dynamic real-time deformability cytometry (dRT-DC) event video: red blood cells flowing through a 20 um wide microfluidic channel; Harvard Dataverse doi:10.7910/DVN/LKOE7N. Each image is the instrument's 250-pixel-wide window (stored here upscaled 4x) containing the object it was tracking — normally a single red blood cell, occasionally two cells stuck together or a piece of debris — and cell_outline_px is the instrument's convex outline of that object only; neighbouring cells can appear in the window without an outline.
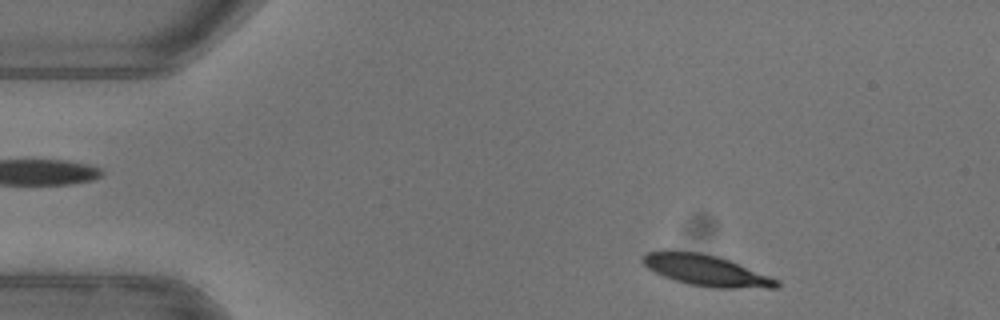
{"species": "common noctule bat (a hibernating species)", "species_latin": "Nyctalus noctula", "temperature_condition": "warm", "stored_images_in_passage": 37, "camera_frame_rate_fps": 3000, "um_per_image_px": 0.085, "animal": {"sex": "female"}, "frame": {"image": 1, "passage_image": 3, "time_ms": 0.667, "image_size_px": [1000, 320], "cell_outline_px": [[780, 288], [712, 288], [688, 284], [664, 276], [648, 268], [640, 260], [640, 256], [648, 252], [664, 248], [672, 248], [700, 252], [720, 256], [780, 280]], "centroid_in_image_um": [59.98, 22.94], "position_along_channel_um": 25.0, "area_um2": 24.97}}
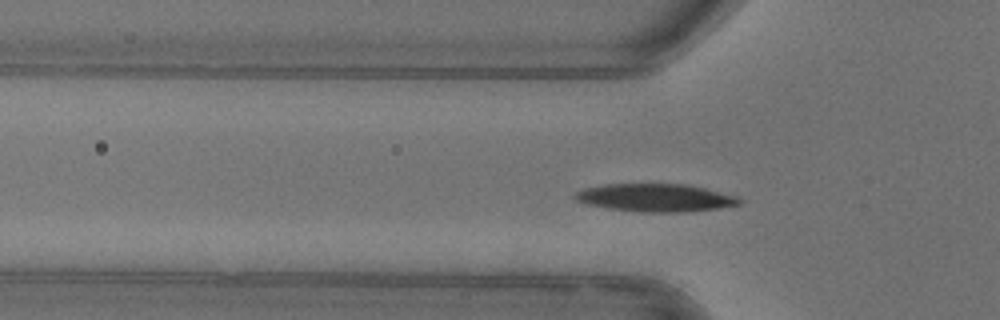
{"frame": {"image": 2, "passage_image": 12, "time_ms": 3.667, "image_size_px": [1000, 320], "cell_outline_px": [[744, 200], [740, 204], [716, 208], [688, 212], [640, 212], [608, 208], [584, 204], [576, 200], [572, 196], [576, 192], [584, 188], [608, 184], [684, 184], [704, 188], [740, 196]], "centroid_in_image_um": [55.72, 16.81], "position_along_channel_um": 70.1, "area_um2": 26.82}}
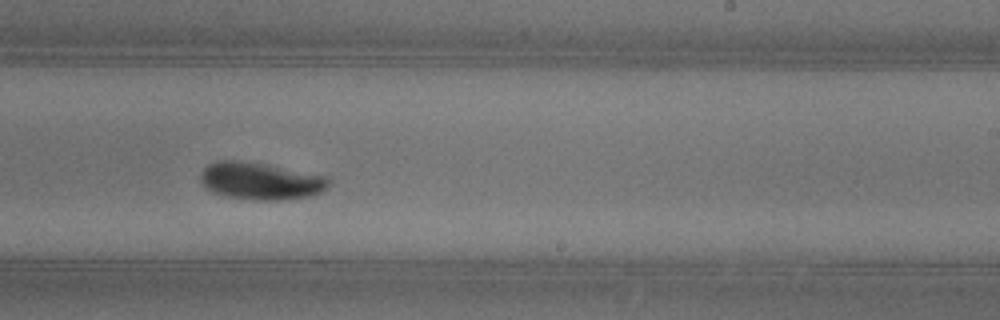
{"frame": {"image": 3, "passage_image": 27, "time_ms": 8.667, "image_size_px": [1000, 320], "cell_outline_px": [[332, 180], [328, 188], [312, 196], [288, 200], [252, 200], [228, 196], [212, 192], [200, 180], [200, 172], [208, 164], [216, 160], [240, 160], [328, 176]], "centroid_in_image_um": [22.18, 15.39], "position_along_channel_um": 266.8, "area_um2": 27.98}, "authors_computed_cell_mechanics": {"area_um2": 26.1834, "velocity_mm_per_s": 3.9357, "shape_relaxation_time_tau1_ms": 2.7901, "shape_relaxation_time_tau2_ms": 3.0227, "deformation_change_tau1": 0.1394, "deformation_change_tau2": 0.0564}}